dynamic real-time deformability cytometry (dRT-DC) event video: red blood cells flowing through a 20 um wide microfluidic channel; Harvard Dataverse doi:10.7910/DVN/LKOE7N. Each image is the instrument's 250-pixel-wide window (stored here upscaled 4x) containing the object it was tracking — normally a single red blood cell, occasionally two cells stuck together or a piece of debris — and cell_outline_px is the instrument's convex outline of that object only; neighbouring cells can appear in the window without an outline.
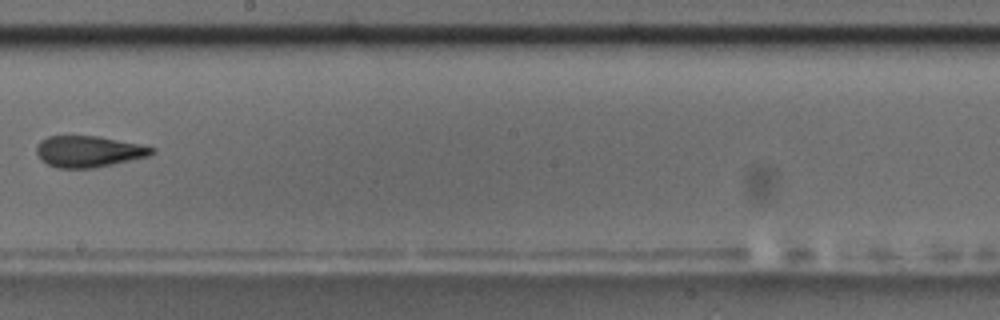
{"species": "common noctule bat (a hibernating species)", "species_latin": "Nyctalus noctula", "temperature_condition": "room temperature", "stored_images_in_passage": 11, "camera_frame_rate_fps": 3000, "um_per_image_px": 0.085, "animal": {"sex": "male", "body_mass_g": 17.5, "forearm_length_mm": 52.3}, "frame": {"image": 1, "passage_image": 10, "time_ms": 11.667, "image_size_px": [1000, 320], "cell_outline_px": [[156, 152], [148, 156], [112, 164], [92, 168], [56, 168], [40, 160], [36, 152], [36, 144], [40, 140], [48, 136], [100, 136], [140, 144], [156, 148]], "centroid_in_image_um": [7.51, 12.87], "position_along_channel_um": 240.7, "area_um2": 21.15}}